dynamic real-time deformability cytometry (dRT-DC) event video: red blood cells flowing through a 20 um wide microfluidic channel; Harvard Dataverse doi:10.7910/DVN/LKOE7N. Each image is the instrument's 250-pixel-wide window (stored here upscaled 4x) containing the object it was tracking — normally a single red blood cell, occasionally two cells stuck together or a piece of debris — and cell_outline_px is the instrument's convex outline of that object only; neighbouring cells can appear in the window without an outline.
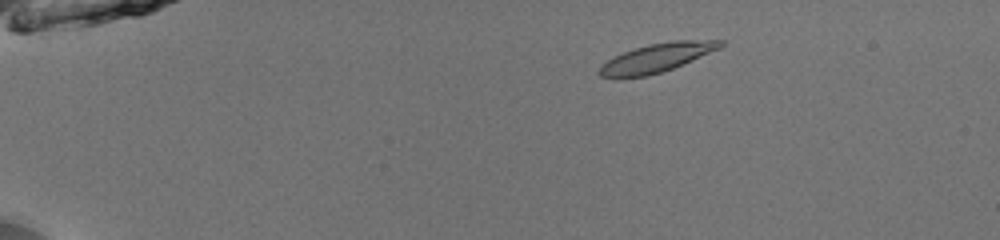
{"species": "common noctule bat (a hibernating species)", "species_latin": "Nyctalus noctula", "temperature_condition": "room temperature", "stored_images_in_passage": 43, "camera_frame_rate_fps": 3000, "um_per_image_px": 0.085, "animal": {"sex": "male", "body_mass_g": 13.0, "forearm_length_mm": 53.1}, "frame": {"image": 1, "passage_image": 1, "time_ms": 0.0, "image_size_px": [1000, 240], "cell_outline_px": [[724, 44], [720, 48], [692, 60], [672, 68], [648, 76], [616, 80], [600, 76], [596, 72], [608, 60], [624, 52], [648, 44], [672, 40], [724, 40]], "centroid_in_image_um": [55.77, 4.94], "position_along_channel_um": 29.2, "area_um2": 20.35}}
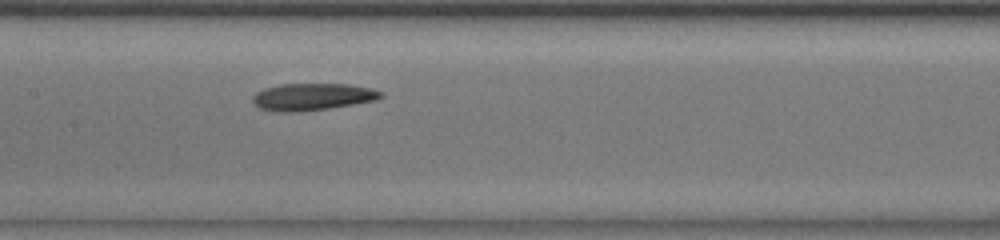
{"frame": {"image": 2, "passage_image": 19, "time_ms": 6.0, "image_size_px": [1000, 240], "cell_outline_px": [[384, 96], [376, 100], [328, 108], [300, 112], [280, 112], [260, 108], [252, 104], [252, 96], [256, 92], [264, 88], [280, 84], [348, 84], [372, 88], [384, 92]], "centroid_in_image_um": [26.54, 8.22], "position_along_channel_um": 180.9, "area_um2": 20.35}}
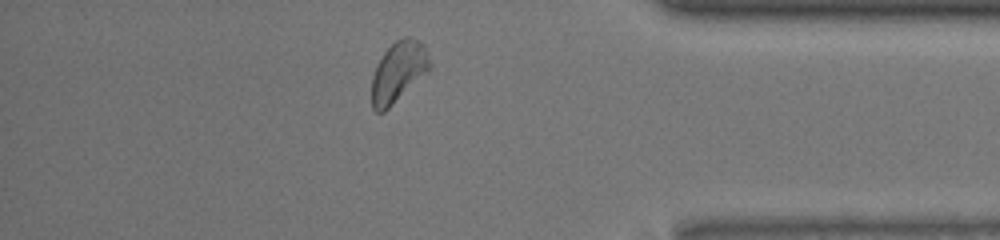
{"frame": {"image": 3, "passage_image": 37, "time_ms": 12.0, "image_size_px": [1000, 240], "cell_outline_px": [[432, 68], [428, 72], [384, 112], [376, 112], [372, 108], [372, 76], [376, 64], [384, 52], [396, 40], [404, 36], [408, 36], [420, 40], [424, 44], [432, 64]], "centroid_in_image_um": [33.88, 6.08], "position_along_channel_um": 401.3, "area_um2": 20.69}, "authors_computed_cell_mechanics": {"area_um2": 20.1144, "velocity_mm_per_s": 3.9806, "shape_relaxation_time_tau1_ms": 6.7239, "shape_relaxation_time_tau2_ms": 2.9643, "deformation_change_tau1": 0.1284, "deformation_change_tau2": 0.1106}}